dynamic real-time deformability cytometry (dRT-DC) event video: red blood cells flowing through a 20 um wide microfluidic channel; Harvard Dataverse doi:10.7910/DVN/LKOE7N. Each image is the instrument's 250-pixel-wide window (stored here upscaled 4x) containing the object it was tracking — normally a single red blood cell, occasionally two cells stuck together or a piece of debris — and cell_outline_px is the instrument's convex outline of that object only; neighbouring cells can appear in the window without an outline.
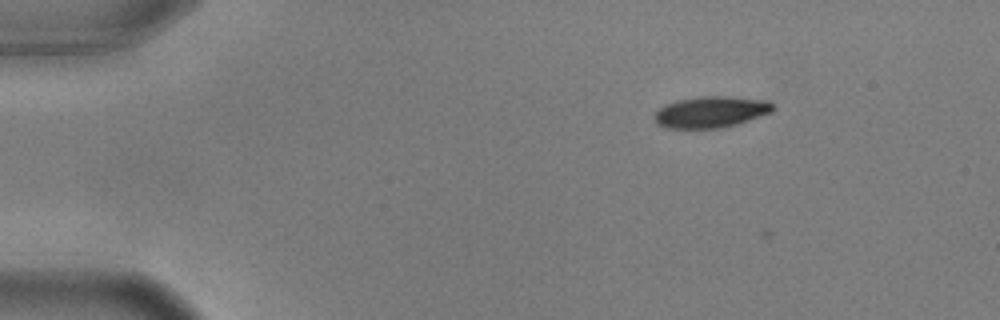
{"species": "common noctule bat (a hibernating species)", "species_latin": "Nyctalus noctula", "temperature_condition": "warm", "stored_images_in_passage": 8, "camera_frame_rate_fps": 3000, "um_per_image_px": 0.085, "animal": {"sex": "male", "body_mass_g": 17.9, "forearm_length_mm": 54.2}, "frame": {"image": 1, "passage_image": 3, "time_ms": 0.667, "image_size_px": [1000, 320], "cell_outline_px": [[776, 108], [772, 112], [736, 124], [720, 128], [668, 128], [656, 124], [652, 116], [660, 108], [676, 100], [700, 96], [728, 96], [768, 100]], "centroid_in_image_um": [60.42, 9.51], "position_along_channel_um": 24.6, "area_um2": 21.68}}